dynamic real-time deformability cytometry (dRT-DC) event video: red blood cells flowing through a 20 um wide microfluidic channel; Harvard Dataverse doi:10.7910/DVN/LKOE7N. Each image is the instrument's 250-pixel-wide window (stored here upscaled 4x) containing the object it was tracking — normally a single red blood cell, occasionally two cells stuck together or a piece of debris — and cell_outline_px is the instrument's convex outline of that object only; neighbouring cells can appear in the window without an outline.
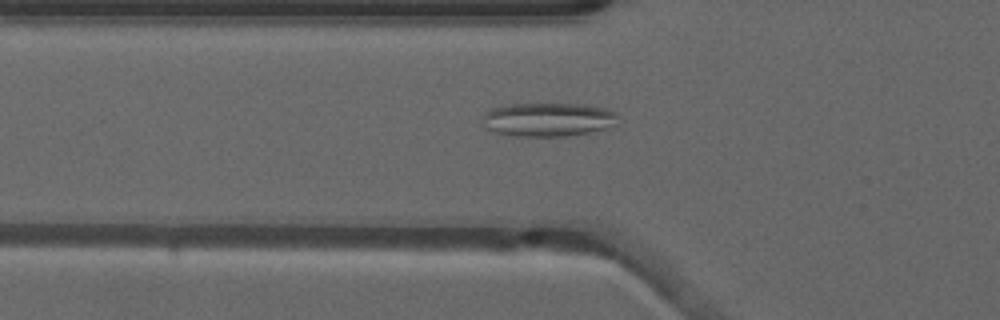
{"species": "common noctule bat (a hibernating species)", "species_latin": "Nyctalus noctula", "temperature_condition": "warm", "stored_images_in_passage": 52, "camera_frame_rate_fps": 3000, "um_per_image_px": 0.085, "animal": {"sex": "male", "forearm_length_mm": 52.5}, "frame": {"image": 1, "passage_image": 19, "time_ms": 6.0, "image_size_px": [1000, 320], "cell_outline_px": [[616, 116], [608, 128], [592, 132], [568, 136], [516, 136], [492, 132], [484, 128], [484, 112], [492, 108], [512, 104], [584, 104], [608, 108], [616, 112]], "centroid_in_image_um": [46.55, 10.16], "position_along_channel_um": 79.2, "area_um2": 26.65}}
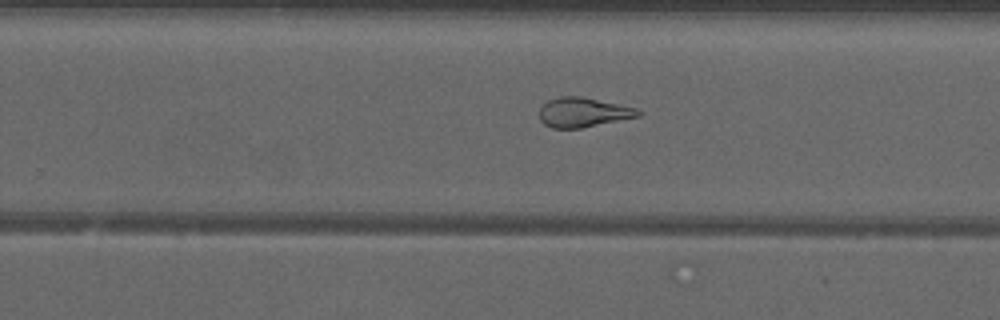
{"frame": {"image": 2, "passage_image": 34, "time_ms": 11.0, "image_size_px": [1000, 320], "cell_outline_px": [[640, 116], [580, 128], [552, 128], [544, 124], [540, 120], [540, 108], [548, 100], [560, 96], [580, 96], [636, 108], [640, 112]], "centroid_in_image_um": [49.53, 9.55], "position_along_channel_um": 280.3, "area_um2": 16.76}}
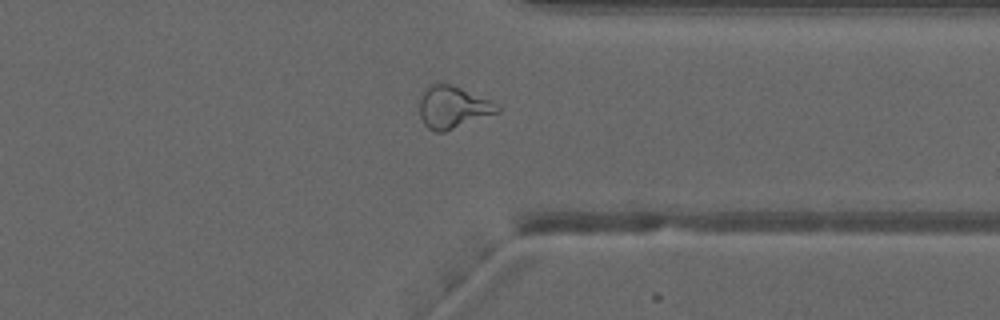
{"frame": {"image": 3, "passage_image": 41, "time_ms": 13.333, "image_size_px": [1000, 320], "cell_outline_px": [[500, 112], [444, 132], [436, 132], [428, 128], [424, 124], [420, 116], [420, 96], [424, 88], [428, 84], [436, 80], [440, 80], [500, 104]], "centroid_in_image_um": [38.47, 9.08], "position_along_channel_um": 372.9, "area_um2": 19.54}, "authors_computed_cell_mechanics": {"area_um2": 22.2241, "velocity_mm_per_s": 4.0176, "shape_relaxation_time_tau1_ms": null, "shape_relaxation_time_tau2_ms": 1.9562, "deformation_change_tau1": null, "deformation_change_tau2": 0.1091}}